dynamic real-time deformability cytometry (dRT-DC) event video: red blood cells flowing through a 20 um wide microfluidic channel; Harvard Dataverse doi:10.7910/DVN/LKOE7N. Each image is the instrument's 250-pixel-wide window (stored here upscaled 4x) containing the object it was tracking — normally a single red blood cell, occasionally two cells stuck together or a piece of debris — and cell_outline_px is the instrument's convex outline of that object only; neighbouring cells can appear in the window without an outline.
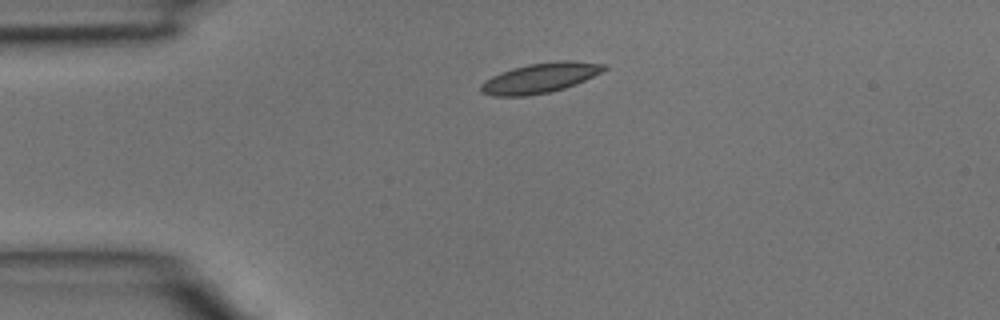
{"species": "common noctule bat (a hibernating species)", "species_latin": "Nyctalus noctula", "temperature_condition": "room temperature", "stored_images_in_passage": 3, "camera_frame_rate_fps": 3000, "um_per_image_px": 0.085, "animal": {"sex": "male", "body_mass_g": 15.6}, "frame": {"image": 1, "passage_image": 1, "time_ms": 0.0, "image_size_px": [1000, 320], "cell_outline_px": [[608, 68], [604, 72], [576, 84], [564, 88], [548, 92], [528, 96], [492, 96], [480, 92], [480, 84], [484, 80], [500, 72], [512, 68], [528, 64], [560, 60], [572, 60], [608, 64]], "centroid_in_image_um": [45.94, 6.61], "position_along_channel_um": 39.1, "area_um2": 21.85}}
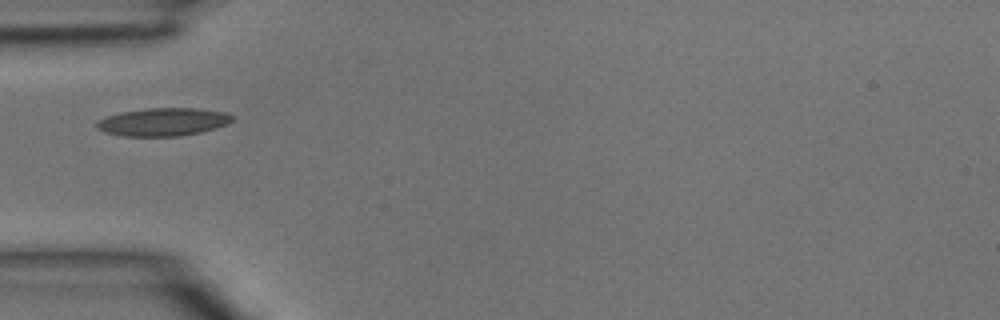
{"frame": {"image": 2, "passage_image": 2, "time_ms": 0.333, "image_size_px": [1000, 320], "cell_outline_px": [[236, 116], [228, 124], [216, 128], [200, 132], [180, 136], [124, 136], [104, 132], [96, 128], [96, 124], [100, 120], [108, 116], [120, 112], [148, 108], [196, 108], [224, 112]], "centroid_in_image_um": [13.89, 10.36], "position_along_channel_um": 71.1, "area_um2": 22.08}}